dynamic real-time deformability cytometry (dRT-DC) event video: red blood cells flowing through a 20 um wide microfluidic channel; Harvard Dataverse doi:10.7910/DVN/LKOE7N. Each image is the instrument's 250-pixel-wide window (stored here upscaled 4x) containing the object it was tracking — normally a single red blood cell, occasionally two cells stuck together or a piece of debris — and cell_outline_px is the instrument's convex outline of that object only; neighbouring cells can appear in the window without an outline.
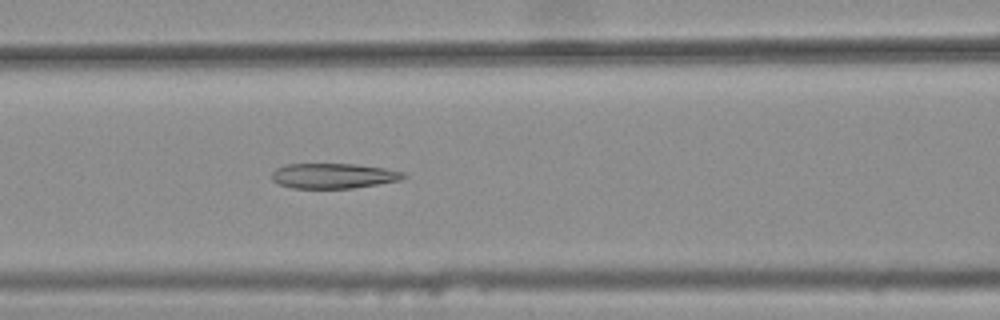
{"species": "common noctule bat (a hibernating species)", "species_latin": "Nyctalus noctula", "temperature_condition": "warm", "stored_images_in_passage": 45, "camera_frame_rate_fps": 3000, "um_per_image_px": 0.085, "animal": {"sex": "female", "body_mass_g": 25.1}, "frame": {"image": 1, "passage_image": 22, "time_ms": 7.0, "image_size_px": [1000, 320], "cell_outline_px": [[408, 176], [400, 180], [352, 188], [292, 188], [276, 184], [272, 180], [272, 172], [276, 168], [284, 164], [356, 164], [384, 168], [404, 172]], "centroid_in_image_um": [28.31, 14.94], "position_along_channel_um": 138.3, "area_um2": 19.36}}
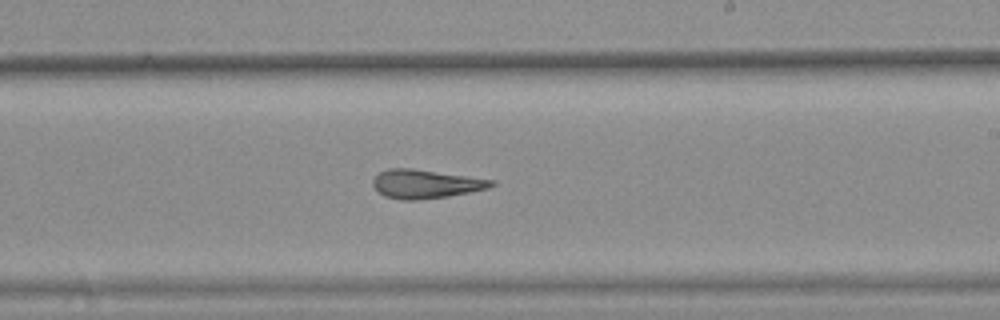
{"frame": {"image": 2, "passage_image": 31, "time_ms": 10.0, "image_size_px": [1000, 320], "cell_outline_px": [[496, 184], [488, 188], [448, 196], [416, 200], [400, 200], [384, 196], [376, 192], [372, 184], [372, 180], [380, 172], [388, 168], [412, 168], [496, 180]], "centroid_in_image_um": [36.14, 15.63], "position_along_channel_um": 252.9, "area_um2": 19.94}}
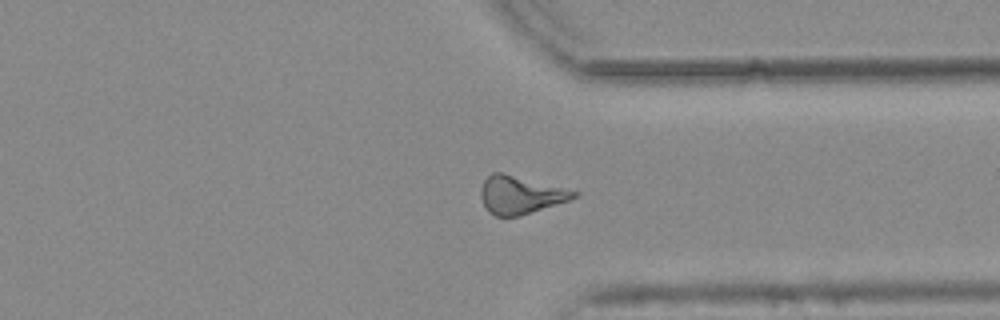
{"frame": {"image": 3, "passage_image": 40, "time_ms": 13.0, "image_size_px": [1000, 320], "cell_outline_px": [[580, 192], [576, 196], [568, 200], [520, 216], [496, 216], [488, 212], [480, 196], [480, 188], [484, 180], [492, 172], [500, 172]], "centroid_in_image_um": [44.18, 16.57], "position_along_channel_um": 367.2, "area_um2": 20.17}, "authors_computed_cell_mechanics": {"area_um2": 20.4034, "velocity_mm_per_s": 3.8259, "shape_relaxation_time_tau1_ms": null, "shape_relaxation_time_tau2_ms": 5.7387, "deformation_change_tau1": null, "deformation_change_tau2": 0.1934}}